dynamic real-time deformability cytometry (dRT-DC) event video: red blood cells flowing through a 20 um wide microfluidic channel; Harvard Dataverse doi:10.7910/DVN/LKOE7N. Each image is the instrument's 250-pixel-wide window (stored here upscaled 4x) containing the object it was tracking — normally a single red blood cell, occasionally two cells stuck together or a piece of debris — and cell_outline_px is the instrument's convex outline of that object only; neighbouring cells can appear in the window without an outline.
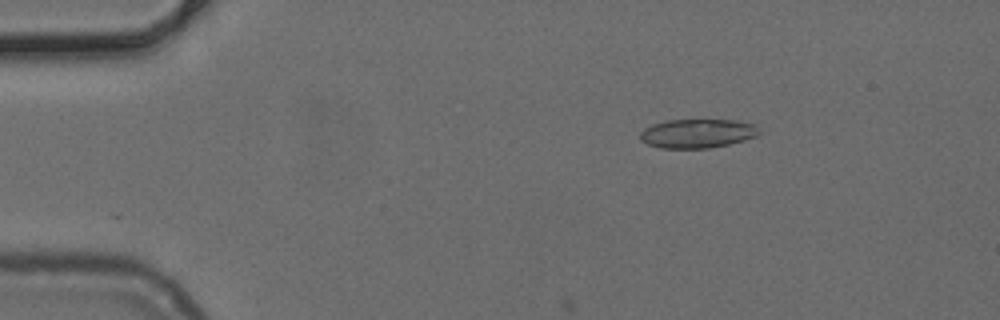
{"species": "common noctule bat (a hibernating species)", "species_latin": "Nyctalus noctula", "temperature_condition": "cold", "stored_images_in_passage": 9, "camera_frame_rate_fps": 3000, "um_per_image_px": 0.085, "animal": {"sex": "female", "body_mass_g": 24.6, "forearm_length_mm": 56.2}, "frame": {"image": 1, "passage_image": 2, "time_ms": 0.333, "image_size_px": [1000, 320], "cell_outline_px": [[760, 132], [756, 136], [744, 140], [728, 144], [708, 148], [660, 148], [648, 144], [640, 140], [640, 132], [644, 128], [652, 124], [668, 120], [736, 120], [756, 124], [760, 128]], "centroid_in_image_um": [59.29, 11.34], "position_along_channel_um": 25.7, "area_um2": 20.17}}